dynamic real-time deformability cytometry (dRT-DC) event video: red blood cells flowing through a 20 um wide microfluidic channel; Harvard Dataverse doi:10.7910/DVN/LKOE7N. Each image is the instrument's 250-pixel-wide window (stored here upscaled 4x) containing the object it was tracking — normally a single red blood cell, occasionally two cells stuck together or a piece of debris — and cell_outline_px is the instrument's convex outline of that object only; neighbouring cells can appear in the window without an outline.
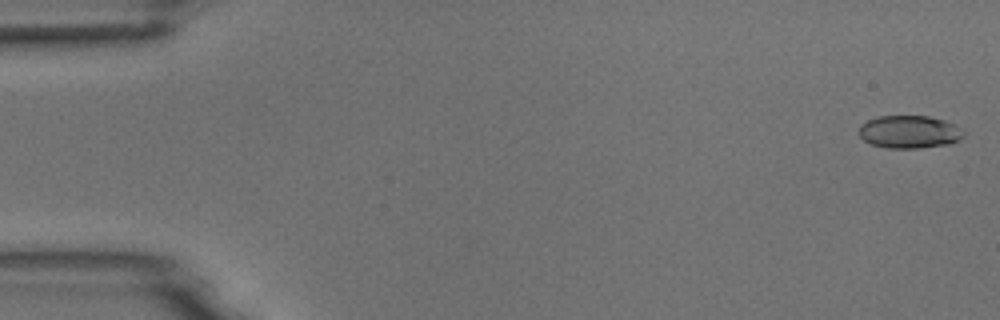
{"species": "common noctule bat (a hibernating species)", "species_latin": "Nyctalus noctula", "temperature_condition": "room temperature", "stored_images_in_passage": 7, "camera_frame_rate_fps": 3000, "um_per_image_px": 0.085, "animal": {"sex": "male", "body_mass_g": 18.8}, "frame": {"image": 1, "passage_image": 1, "time_ms": 0.0, "image_size_px": [1000, 320], "cell_outline_px": [[964, 136], [960, 140], [948, 144], [920, 148], [888, 148], [872, 144], [864, 140], [860, 136], [860, 124], [868, 120], [880, 116], [928, 116], [944, 120], [952, 124], [964, 132]], "centroid_in_image_um": [77.29, 11.21], "position_along_channel_um": 7.7, "area_um2": 19.83}}
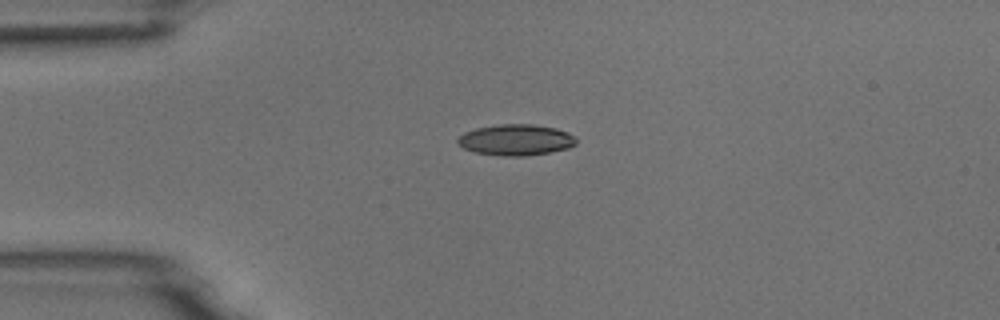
{"frame": {"image": 2, "passage_image": 4, "time_ms": 1.0, "image_size_px": [1000, 320], "cell_outline_px": [[576, 144], [568, 148], [548, 152], [524, 156], [504, 156], [476, 152], [464, 148], [456, 140], [464, 132], [476, 128], [500, 124], [532, 124], [556, 128], [568, 132], [576, 140]], "centroid_in_image_um": [43.85, 11.88], "position_along_channel_um": 41.1, "area_um2": 21.21}}